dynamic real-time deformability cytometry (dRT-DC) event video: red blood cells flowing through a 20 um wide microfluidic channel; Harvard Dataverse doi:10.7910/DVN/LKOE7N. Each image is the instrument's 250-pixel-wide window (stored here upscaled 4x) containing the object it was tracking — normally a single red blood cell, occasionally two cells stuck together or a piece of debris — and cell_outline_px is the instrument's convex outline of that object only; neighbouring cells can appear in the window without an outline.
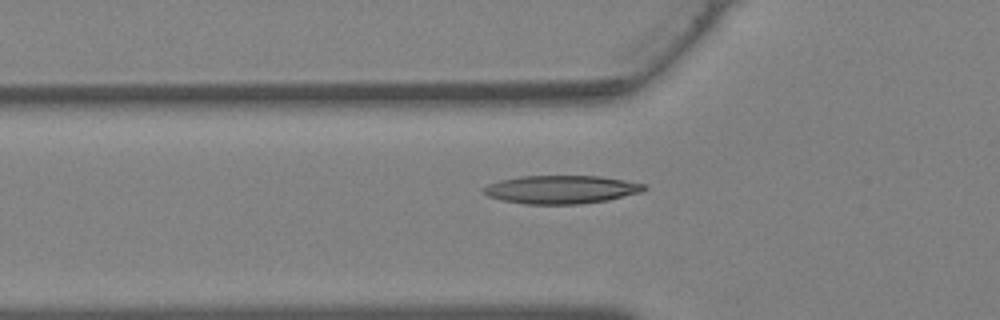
{"species": "Egyptian fruit bat (a non-hibernating species)", "species_latin": "Rousettus aegyptiacus", "temperature_condition": "warm", "stored_images_in_passage": 36, "camera_frame_rate_fps": 3000, "um_per_image_px": 0.085, "animal": {"sex": "female"}, "frame": {"image": 1, "passage_image": 13, "time_ms": 4.0, "image_size_px": [1000, 320], "cell_outline_px": [[648, 188], [640, 192], [608, 200], [580, 204], [524, 204], [504, 200], [488, 196], [480, 192], [488, 184], [500, 180], [520, 176], [600, 176], [648, 184]], "centroid_in_image_um": [47.71, 16.1], "position_along_channel_um": 78.1, "area_um2": 26.47}}
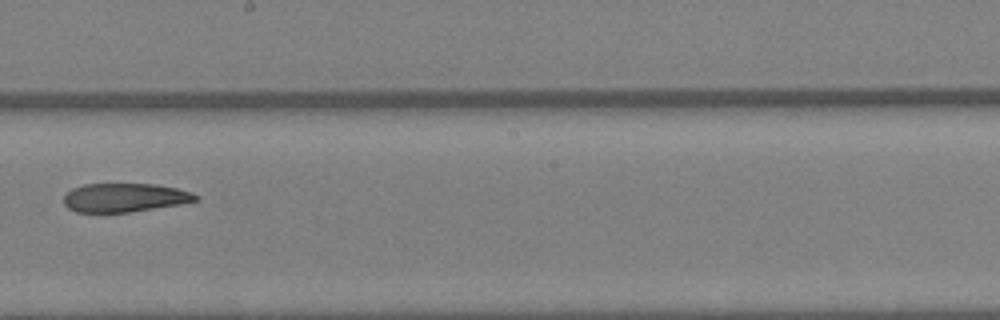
{"frame": {"image": 2, "passage_image": 22, "time_ms": 7.0, "image_size_px": [1000, 320], "cell_outline_px": [[200, 196], [196, 200], [180, 204], [128, 212], [76, 212], [68, 208], [64, 204], [64, 196], [72, 188], [84, 184], [156, 184], [176, 188], [192, 192]], "centroid_in_image_um": [10.58, 16.79], "position_along_channel_um": 237.6, "area_um2": 21.96}}
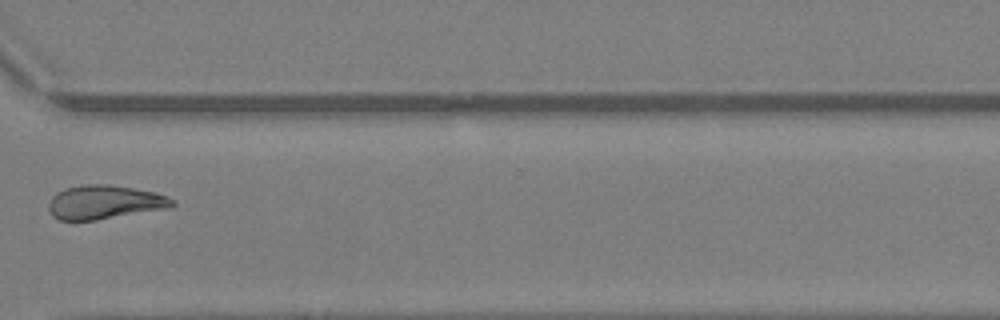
{"frame": {"image": 3, "passage_image": 29, "time_ms": 9.333, "image_size_px": [1000, 320], "cell_outline_px": [[176, 204], [172, 208], [96, 220], [60, 220], [52, 216], [48, 208], [48, 204], [52, 196], [56, 192], [64, 188], [84, 184], [108, 184], [156, 192], [176, 200]], "centroid_in_image_um": [8.91, 17.18], "position_along_channel_um": 361.7, "area_um2": 24.74}}